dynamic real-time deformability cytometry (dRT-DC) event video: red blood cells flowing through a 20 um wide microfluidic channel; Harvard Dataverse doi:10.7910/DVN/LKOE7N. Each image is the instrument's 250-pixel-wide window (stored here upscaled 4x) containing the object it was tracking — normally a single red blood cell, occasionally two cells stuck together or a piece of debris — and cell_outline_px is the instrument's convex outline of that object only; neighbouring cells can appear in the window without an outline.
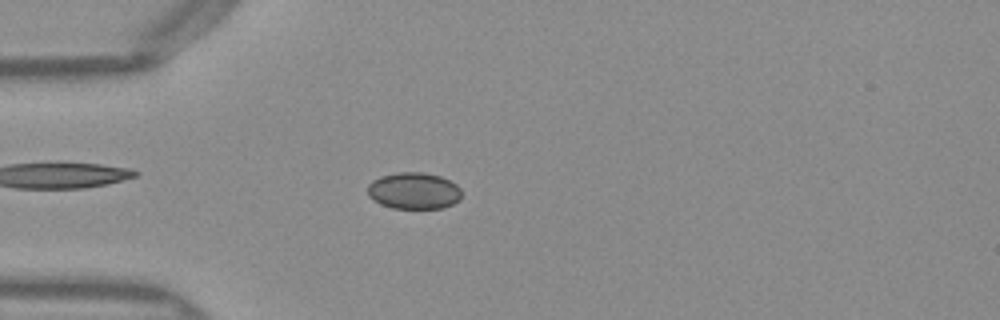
{"species": "Egyptian fruit bat (a non-hibernating species)", "species_latin": "Rousettus aegyptiacus", "temperature_condition": "warm", "stored_images_in_passage": 50, "camera_frame_rate_fps": 3000, "um_per_image_px": 0.085, "frame": {"image": 1, "passage_image": 14, "time_ms": 4.333, "image_size_px": [1000, 320], "cell_outline_px": [[460, 200], [444, 208], [392, 208], [380, 204], [368, 196], [368, 184], [372, 180], [380, 176], [400, 172], [424, 172], [440, 176], [456, 184], [460, 188]], "centroid_in_image_um": [35.16, 16.21], "position_along_channel_um": 49.8, "area_um2": 20.11}}
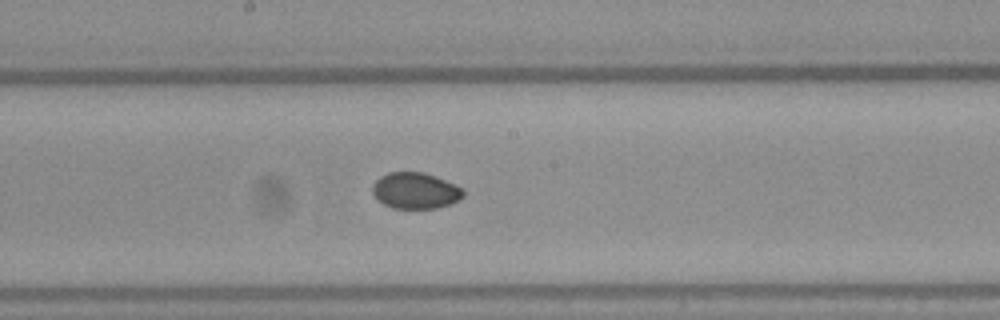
{"frame": {"image": 2, "passage_image": 27, "time_ms": 8.667, "image_size_px": [1000, 320], "cell_outline_px": [[464, 196], [460, 200], [436, 208], [392, 208], [384, 204], [372, 192], [372, 188], [376, 180], [380, 176], [388, 172], [424, 172], [436, 176], [456, 184], [464, 188]], "centroid_in_image_um": [35.35, 16.19], "position_along_channel_um": 212.9, "area_um2": 19.19}}
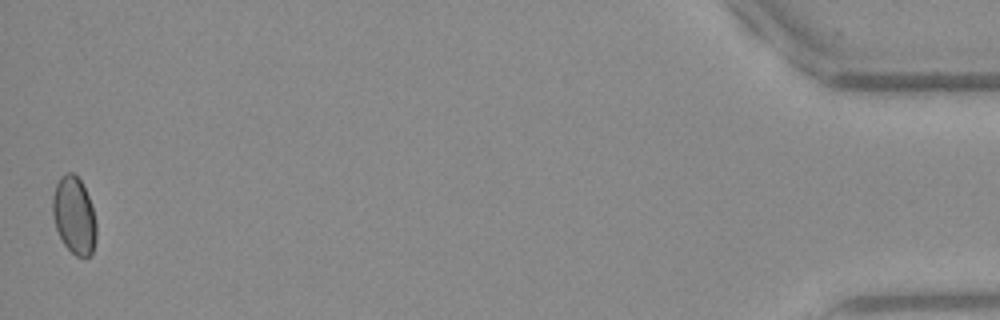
{"frame": {"image": 3, "passage_image": 50, "time_ms": 16.333, "image_size_px": [1000, 320], "cell_outline_px": [[96, 240], [92, 252], [88, 256], [76, 256], [64, 244], [56, 228], [52, 216], [52, 196], [56, 184], [60, 176], [64, 172], [72, 172], [80, 180], [88, 196], [96, 220]], "centroid_in_image_um": [6.28, 18.29], "position_along_channel_um": 428.9, "area_um2": 19.65}, "authors_computed_cell_mechanics": {"area_um2": 19.7098, "velocity_mm_per_s": 4.0229, "shape_relaxation_time_tau1_ms": null, "shape_relaxation_time_tau2_ms": 3.5557, "deformation_change_tau1": null, "deformation_change_tau2": 0.0296}}